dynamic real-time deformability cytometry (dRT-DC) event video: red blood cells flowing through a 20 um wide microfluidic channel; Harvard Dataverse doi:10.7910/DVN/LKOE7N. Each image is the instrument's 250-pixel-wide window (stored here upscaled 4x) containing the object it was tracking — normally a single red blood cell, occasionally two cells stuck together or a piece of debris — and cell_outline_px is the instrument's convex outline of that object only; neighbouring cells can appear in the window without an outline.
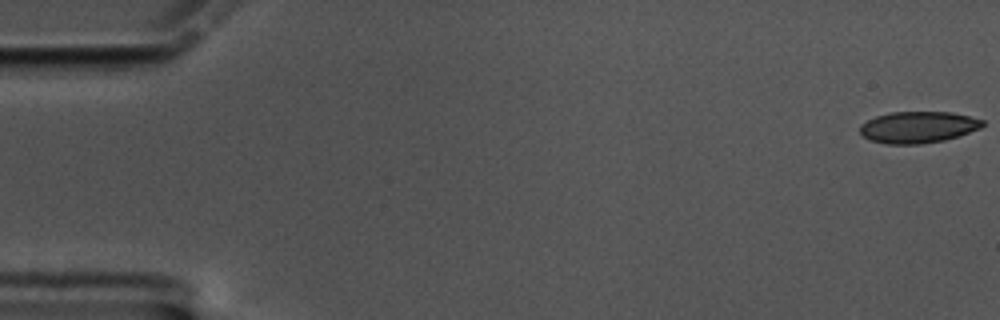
{"species": "common noctule bat (a hibernating species)", "species_latin": "Nyctalus noctula", "temperature_condition": "cold", "stored_images_in_passage": 59, "camera_frame_rate_fps": 3000, "um_per_image_px": 0.085, "animal": {"sex": "male", "body_mass_g": 17.5, "forearm_length_mm": 52.3}, "frame": {"image": 1, "passage_image": 1, "time_ms": 0.0, "image_size_px": [1000, 320], "cell_outline_px": [[984, 124], [980, 128], [944, 140], [920, 144], [888, 144], [872, 140], [864, 136], [860, 132], [860, 124], [876, 116], [892, 112], [952, 112], [984, 120]], "centroid_in_image_um": [78.03, 10.8], "position_along_channel_um": 7.0, "area_um2": 22.25}}
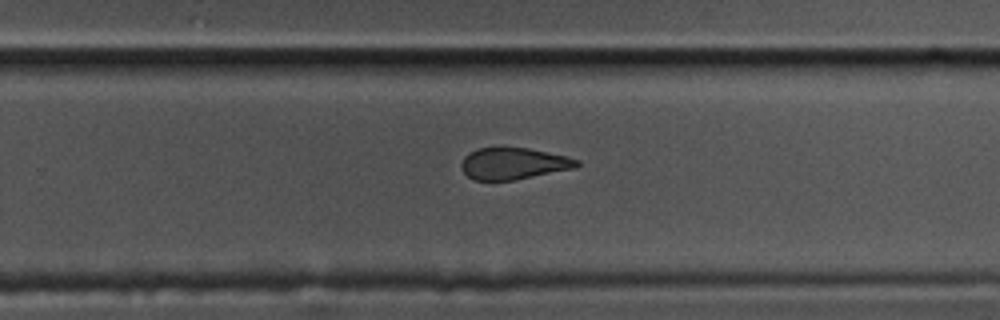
{"frame": {"image": 2, "passage_image": 38, "time_ms": 12.333, "image_size_px": [1000, 320], "cell_outline_px": [[580, 164], [576, 168], [512, 180], [472, 180], [460, 168], [460, 164], [464, 156], [468, 152], [476, 148], [500, 144], [528, 148], [568, 156], [580, 160]], "centroid_in_image_um": [43.6, 13.85], "position_along_channel_um": 286.2, "area_um2": 22.14}}
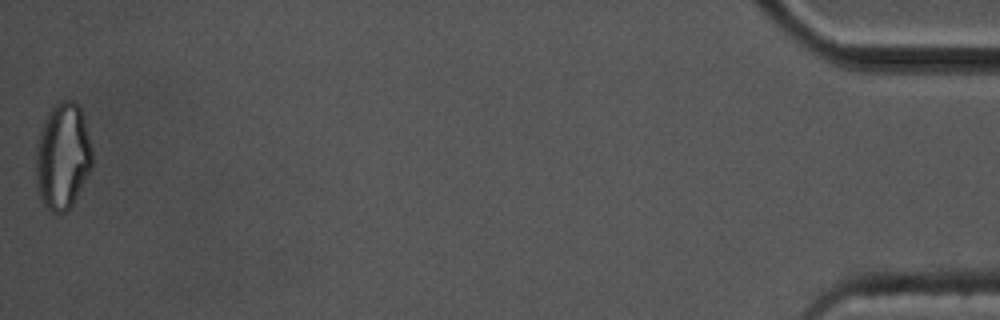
{"frame": {"image": 3, "passage_image": 59, "time_ms": 19.333, "image_size_px": [1000, 320], "cell_outline_px": [[92, 164], [72, 204], [64, 212], [52, 212], [44, 204], [36, 188], [36, 148], [40, 132], [44, 120], [52, 104], [60, 100], [72, 100], [80, 108], [84, 120], [92, 148]], "centroid_in_image_um": [5.3, 13.24], "position_along_channel_um": 429.9, "area_um2": 34.56}, "authors_computed_cell_mechanics": {"area_um2": 23.409, "velocity_mm_per_s": 3.4199, "shape_relaxation_time_tau1_ms": 5.8344, "shape_relaxation_time_tau2_ms": 4.1712, "deformation_change_tau1": 0.1297, "deformation_change_tau2": 0.1015}}